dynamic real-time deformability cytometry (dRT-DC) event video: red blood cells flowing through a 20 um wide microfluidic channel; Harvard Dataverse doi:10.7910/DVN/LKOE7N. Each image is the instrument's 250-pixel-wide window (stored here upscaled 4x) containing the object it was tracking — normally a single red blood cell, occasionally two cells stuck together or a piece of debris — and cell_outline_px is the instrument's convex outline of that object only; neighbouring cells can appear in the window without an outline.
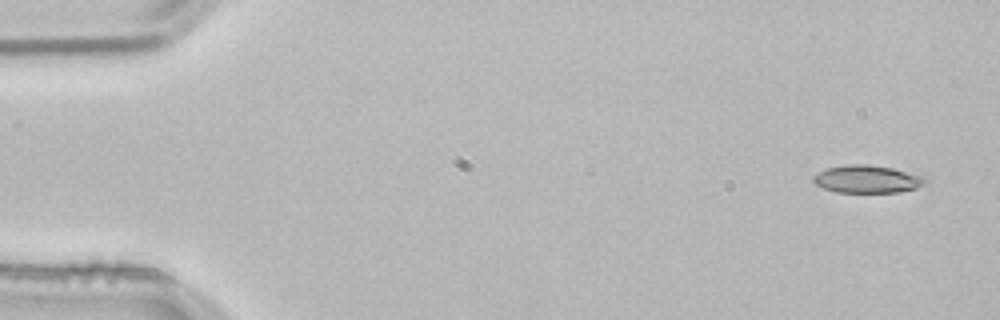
{"species": "common noctule bat (a hibernating species)", "species_latin": "Nyctalus noctula", "temperature_condition": "room temperature", "stored_images_in_passage": 3, "camera_frame_rate_fps": 3000, "um_per_image_px": 0.085, "animal": {"sex": "male", "body_mass_g": 21.5, "forearm_length_mm": 52.0}, "frame": {"image": 1, "passage_image": 1, "time_ms": 0.0, "image_size_px": [1000, 320], "cell_outline_px": [[924, 184], [916, 188], [900, 192], [836, 192], [824, 188], [816, 184], [812, 180], [812, 176], [828, 168], [848, 164], [868, 164], [892, 168], [924, 176]], "centroid_in_image_um": [73.69, 15.22], "position_along_channel_um": 11.3, "area_um2": 17.86}}